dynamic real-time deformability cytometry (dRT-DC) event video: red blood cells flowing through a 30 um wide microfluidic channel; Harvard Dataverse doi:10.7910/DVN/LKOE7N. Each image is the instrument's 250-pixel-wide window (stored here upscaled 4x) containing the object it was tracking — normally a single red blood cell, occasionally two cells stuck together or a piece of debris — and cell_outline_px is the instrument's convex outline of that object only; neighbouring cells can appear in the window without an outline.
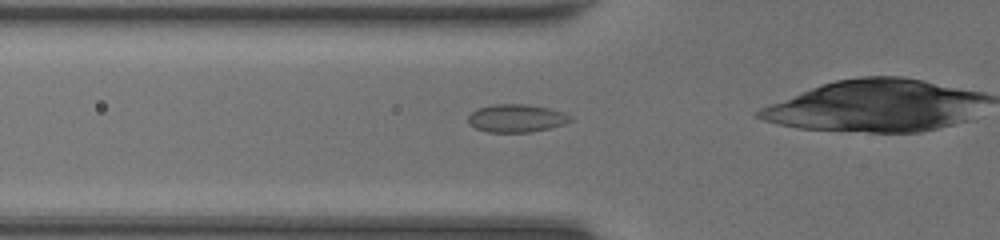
{"species": "common noctule bat (a hibernating species)", "species_latin": "Nyctalus noctula", "temperature_condition": "room temperature", "stored_images_in_passage": 30, "camera_frame_rate_fps": 3000, "um_per_image_px": 0.085, "animal": {"sex": "female", "body_mass_g": 20.0, "forearm_length_mm": 54.0}, "frame": {"image": 1, "passage_image": 14, "time_ms": 4.333, "image_size_px": [1000, 240], "cell_outline_px": [[572, 120], [564, 124], [548, 128], [528, 132], [488, 132], [476, 128], [468, 120], [468, 116], [476, 108], [492, 104], [528, 104], [548, 108], [564, 112], [572, 116]], "centroid_in_image_um": [43.9, 10.03], "position_along_channel_um": 81.9, "area_um2": 16.59}}
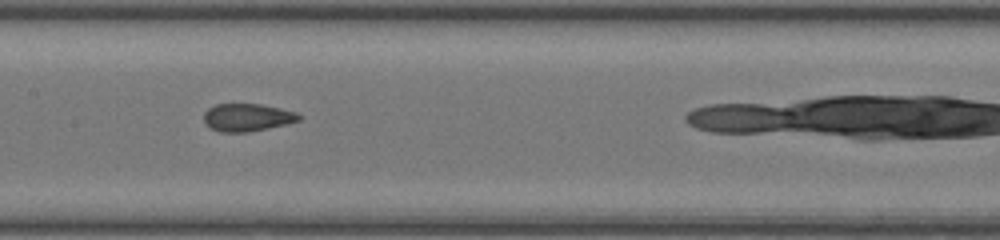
{"frame": {"image": 2, "passage_image": 21, "time_ms": 6.667, "image_size_px": [1000, 240], "cell_outline_px": [[304, 116], [300, 120], [288, 124], [248, 132], [220, 132], [204, 124], [204, 112], [208, 108], [216, 104], [260, 104], [280, 108], [296, 112]], "centroid_in_image_um": [21.04, 9.98], "position_along_channel_um": 186.4, "area_um2": 15.49}}
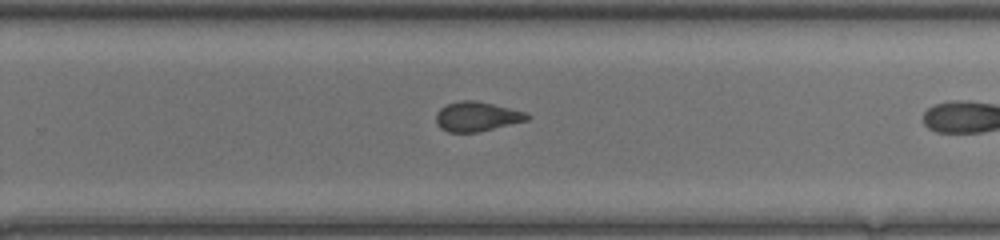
{"frame": {"image": 3, "passage_image": 28, "time_ms": 9.0, "image_size_px": [1000, 240], "cell_outline_px": [[528, 120], [480, 132], [448, 132], [440, 128], [436, 124], [436, 112], [440, 108], [448, 104], [460, 100], [476, 100], [528, 112]], "centroid_in_image_um": [40.52, 9.9], "position_along_channel_um": 289.3, "area_um2": 15.84}}